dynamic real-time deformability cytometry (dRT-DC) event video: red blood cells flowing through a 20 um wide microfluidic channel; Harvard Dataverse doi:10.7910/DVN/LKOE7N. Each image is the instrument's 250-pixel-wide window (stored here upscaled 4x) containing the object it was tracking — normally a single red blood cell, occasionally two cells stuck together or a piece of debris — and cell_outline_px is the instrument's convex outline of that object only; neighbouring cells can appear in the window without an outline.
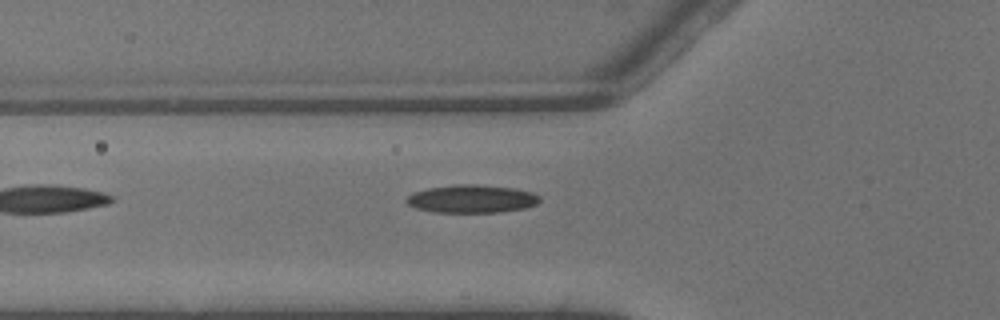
{"species": "common noctule bat (a hibernating species)", "species_latin": "Nyctalus noctula", "temperature_condition": "warm", "stored_images_in_passage": 5, "camera_frame_rate_fps": 3000, "um_per_image_px": 0.085, "animal": {"sex": "male", "body_mass_g": 13.3}, "frame": {"image": 1, "passage_image": 5, "time_ms": 1.333, "image_size_px": [1000, 320], "cell_outline_px": [[540, 200], [536, 204], [524, 208], [500, 212], [436, 212], [416, 208], [408, 204], [404, 200], [412, 192], [428, 188], [456, 184], [476, 184], [516, 188], [532, 192], [540, 196]], "centroid_in_image_um": [40.09, 16.89], "position_along_channel_um": 85.7, "area_um2": 21.79}}